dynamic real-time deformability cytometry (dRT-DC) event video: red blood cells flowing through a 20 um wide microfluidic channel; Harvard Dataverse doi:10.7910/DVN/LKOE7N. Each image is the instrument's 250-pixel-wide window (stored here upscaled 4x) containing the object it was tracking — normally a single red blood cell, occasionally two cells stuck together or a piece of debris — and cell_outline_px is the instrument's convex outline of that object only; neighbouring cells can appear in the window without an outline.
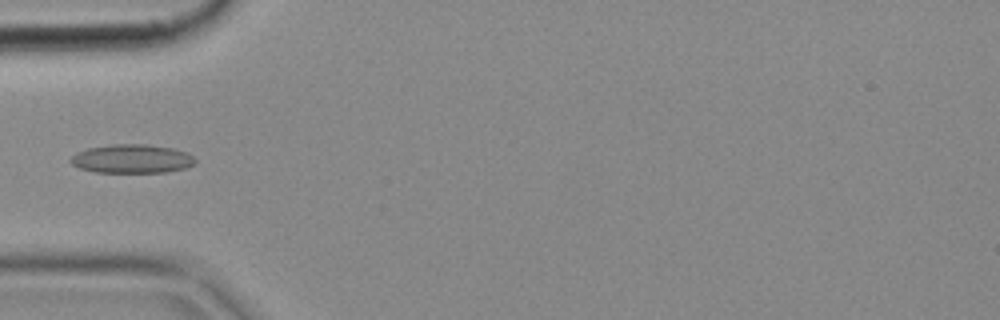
{"species": "common noctule bat (a hibernating species)", "species_latin": "Nyctalus noctula", "temperature_condition": "cold", "stored_images_in_passage": 5, "camera_frame_rate_fps": 3000, "um_per_image_px": 0.085, "animal": {"sex": "female", "body_mass_g": 18.4}, "frame": {"image": 1, "passage_image": 4, "time_ms": 1.0, "image_size_px": [1000, 320], "cell_outline_px": [[196, 164], [184, 168], [168, 172], [96, 172], [80, 168], [72, 164], [68, 160], [76, 152], [88, 148], [112, 144], [148, 144], [172, 148], [188, 152], [196, 160]], "centroid_in_image_um": [11.22, 13.49], "position_along_channel_um": 73.8, "area_um2": 20.98}}
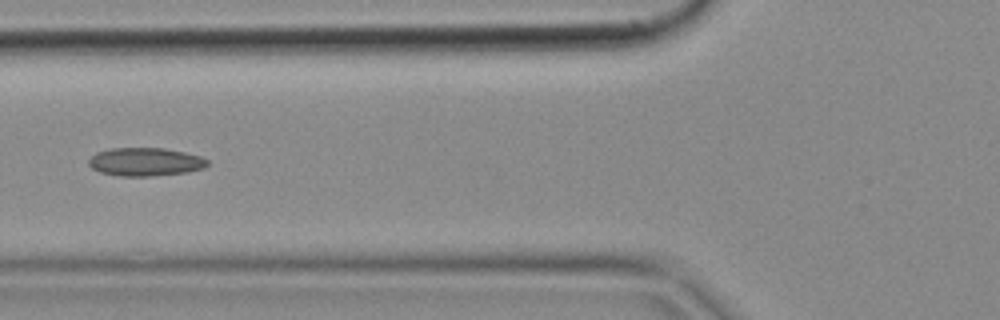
{"frame": {"image": 2, "passage_image": 5, "time_ms": 1.333, "image_size_px": [1000, 320], "cell_outline_px": [[208, 164], [204, 168], [188, 172], [148, 176], [120, 176], [100, 172], [92, 168], [88, 164], [88, 160], [96, 152], [108, 148], [164, 148], [184, 152], [200, 156], [208, 160]], "centroid_in_image_um": [12.33, 13.75], "position_along_channel_um": 113.5, "area_um2": 19.59}}